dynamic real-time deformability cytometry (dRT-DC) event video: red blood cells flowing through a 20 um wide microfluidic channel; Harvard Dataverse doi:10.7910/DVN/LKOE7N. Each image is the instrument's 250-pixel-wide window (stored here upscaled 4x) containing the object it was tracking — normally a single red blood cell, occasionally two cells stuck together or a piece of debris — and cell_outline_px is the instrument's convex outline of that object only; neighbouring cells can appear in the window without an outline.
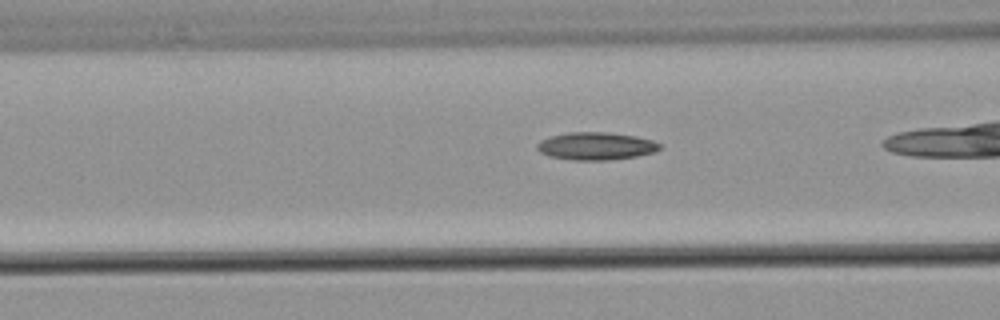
{"species": "common noctule bat (a hibernating species)", "species_latin": "Nyctalus noctula", "temperature_condition": "warm", "stored_images_in_passage": 28, "camera_frame_rate_fps": 3000, "um_per_image_px": 0.085, "animal": {"sex": "male", "body_mass_g": 21.5, "forearm_length_mm": 52.0}, "frame": {"image": 1, "passage_image": 21, "time_ms": 6.667, "image_size_px": [1000, 320], "cell_outline_px": [[664, 148], [656, 152], [636, 156], [608, 160], [572, 160], [548, 156], [540, 152], [536, 148], [536, 144], [540, 140], [548, 136], [568, 132], [612, 132], [636, 136], [652, 140], [660, 144]], "centroid_in_image_um": [50.66, 12.41], "position_along_channel_um": 115.9, "area_um2": 20.11}}